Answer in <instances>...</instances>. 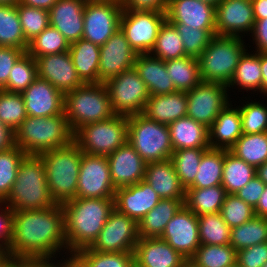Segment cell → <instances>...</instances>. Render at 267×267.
Wrapping results in <instances>:
<instances>
[{"instance_id":"obj_57","label":"cell","mask_w":267,"mask_h":267,"mask_svg":"<svg viewBox=\"0 0 267 267\" xmlns=\"http://www.w3.org/2000/svg\"><path fill=\"white\" fill-rule=\"evenodd\" d=\"M266 184L255 175L244 187L235 194L252 208L257 206V203L264 192Z\"/></svg>"},{"instance_id":"obj_50","label":"cell","mask_w":267,"mask_h":267,"mask_svg":"<svg viewBox=\"0 0 267 267\" xmlns=\"http://www.w3.org/2000/svg\"><path fill=\"white\" fill-rule=\"evenodd\" d=\"M17 12L24 37L28 42L50 25L48 10L17 3Z\"/></svg>"},{"instance_id":"obj_18","label":"cell","mask_w":267,"mask_h":267,"mask_svg":"<svg viewBox=\"0 0 267 267\" xmlns=\"http://www.w3.org/2000/svg\"><path fill=\"white\" fill-rule=\"evenodd\" d=\"M215 14L216 35L243 38L252 33L255 18L251 0H222Z\"/></svg>"},{"instance_id":"obj_63","label":"cell","mask_w":267,"mask_h":267,"mask_svg":"<svg viewBox=\"0 0 267 267\" xmlns=\"http://www.w3.org/2000/svg\"><path fill=\"white\" fill-rule=\"evenodd\" d=\"M57 1L58 0H20L19 3L29 7L41 8L49 11Z\"/></svg>"},{"instance_id":"obj_72","label":"cell","mask_w":267,"mask_h":267,"mask_svg":"<svg viewBox=\"0 0 267 267\" xmlns=\"http://www.w3.org/2000/svg\"><path fill=\"white\" fill-rule=\"evenodd\" d=\"M84 1L85 3H88V2H101V1H107V0H82Z\"/></svg>"},{"instance_id":"obj_48","label":"cell","mask_w":267,"mask_h":267,"mask_svg":"<svg viewBox=\"0 0 267 267\" xmlns=\"http://www.w3.org/2000/svg\"><path fill=\"white\" fill-rule=\"evenodd\" d=\"M26 154L15 146L8 151H0V202H3L16 181L18 168Z\"/></svg>"},{"instance_id":"obj_19","label":"cell","mask_w":267,"mask_h":267,"mask_svg":"<svg viewBox=\"0 0 267 267\" xmlns=\"http://www.w3.org/2000/svg\"><path fill=\"white\" fill-rule=\"evenodd\" d=\"M35 59L38 77L47 80L64 94L84 84L77 74L69 51Z\"/></svg>"},{"instance_id":"obj_54","label":"cell","mask_w":267,"mask_h":267,"mask_svg":"<svg viewBox=\"0 0 267 267\" xmlns=\"http://www.w3.org/2000/svg\"><path fill=\"white\" fill-rule=\"evenodd\" d=\"M267 262V242L237 251L240 267H262Z\"/></svg>"},{"instance_id":"obj_74","label":"cell","mask_w":267,"mask_h":267,"mask_svg":"<svg viewBox=\"0 0 267 267\" xmlns=\"http://www.w3.org/2000/svg\"><path fill=\"white\" fill-rule=\"evenodd\" d=\"M185 267H192V266L189 263H187Z\"/></svg>"},{"instance_id":"obj_36","label":"cell","mask_w":267,"mask_h":267,"mask_svg":"<svg viewBox=\"0 0 267 267\" xmlns=\"http://www.w3.org/2000/svg\"><path fill=\"white\" fill-rule=\"evenodd\" d=\"M256 175V168L225 150L222 183L227 194H235Z\"/></svg>"},{"instance_id":"obj_26","label":"cell","mask_w":267,"mask_h":267,"mask_svg":"<svg viewBox=\"0 0 267 267\" xmlns=\"http://www.w3.org/2000/svg\"><path fill=\"white\" fill-rule=\"evenodd\" d=\"M208 130L210 148L229 151L243 134L238 105L233 107L230 102L219 112Z\"/></svg>"},{"instance_id":"obj_25","label":"cell","mask_w":267,"mask_h":267,"mask_svg":"<svg viewBox=\"0 0 267 267\" xmlns=\"http://www.w3.org/2000/svg\"><path fill=\"white\" fill-rule=\"evenodd\" d=\"M215 8L199 0H169L166 19L171 24H185L199 29H216Z\"/></svg>"},{"instance_id":"obj_60","label":"cell","mask_w":267,"mask_h":267,"mask_svg":"<svg viewBox=\"0 0 267 267\" xmlns=\"http://www.w3.org/2000/svg\"><path fill=\"white\" fill-rule=\"evenodd\" d=\"M251 35L253 44L255 42L254 52H267V18L255 19Z\"/></svg>"},{"instance_id":"obj_15","label":"cell","mask_w":267,"mask_h":267,"mask_svg":"<svg viewBox=\"0 0 267 267\" xmlns=\"http://www.w3.org/2000/svg\"><path fill=\"white\" fill-rule=\"evenodd\" d=\"M139 239L138 222L114 208L89 248L97 252L133 253Z\"/></svg>"},{"instance_id":"obj_39","label":"cell","mask_w":267,"mask_h":267,"mask_svg":"<svg viewBox=\"0 0 267 267\" xmlns=\"http://www.w3.org/2000/svg\"><path fill=\"white\" fill-rule=\"evenodd\" d=\"M229 151L257 168L267 161V132L242 134Z\"/></svg>"},{"instance_id":"obj_58","label":"cell","mask_w":267,"mask_h":267,"mask_svg":"<svg viewBox=\"0 0 267 267\" xmlns=\"http://www.w3.org/2000/svg\"><path fill=\"white\" fill-rule=\"evenodd\" d=\"M123 10L167 13L169 0H121Z\"/></svg>"},{"instance_id":"obj_49","label":"cell","mask_w":267,"mask_h":267,"mask_svg":"<svg viewBox=\"0 0 267 267\" xmlns=\"http://www.w3.org/2000/svg\"><path fill=\"white\" fill-rule=\"evenodd\" d=\"M21 93L0 90V121L16 131L27 118Z\"/></svg>"},{"instance_id":"obj_16","label":"cell","mask_w":267,"mask_h":267,"mask_svg":"<svg viewBox=\"0 0 267 267\" xmlns=\"http://www.w3.org/2000/svg\"><path fill=\"white\" fill-rule=\"evenodd\" d=\"M160 238L189 260L201 245L198 216L183 205L167 223Z\"/></svg>"},{"instance_id":"obj_9","label":"cell","mask_w":267,"mask_h":267,"mask_svg":"<svg viewBox=\"0 0 267 267\" xmlns=\"http://www.w3.org/2000/svg\"><path fill=\"white\" fill-rule=\"evenodd\" d=\"M128 117L114 115L112 118L88 123L73 134V142L83 153L108 156L127 142Z\"/></svg>"},{"instance_id":"obj_66","label":"cell","mask_w":267,"mask_h":267,"mask_svg":"<svg viewBox=\"0 0 267 267\" xmlns=\"http://www.w3.org/2000/svg\"><path fill=\"white\" fill-rule=\"evenodd\" d=\"M256 175L267 185V161L256 168Z\"/></svg>"},{"instance_id":"obj_1","label":"cell","mask_w":267,"mask_h":267,"mask_svg":"<svg viewBox=\"0 0 267 267\" xmlns=\"http://www.w3.org/2000/svg\"><path fill=\"white\" fill-rule=\"evenodd\" d=\"M61 250L68 254L61 204L14 211L13 237L7 251L9 257H54Z\"/></svg>"},{"instance_id":"obj_7","label":"cell","mask_w":267,"mask_h":267,"mask_svg":"<svg viewBox=\"0 0 267 267\" xmlns=\"http://www.w3.org/2000/svg\"><path fill=\"white\" fill-rule=\"evenodd\" d=\"M241 37L215 35L198 57L200 77L204 82L228 85L240 58L246 51Z\"/></svg>"},{"instance_id":"obj_69","label":"cell","mask_w":267,"mask_h":267,"mask_svg":"<svg viewBox=\"0 0 267 267\" xmlns=\"http://www.w3.org/2000/svg\"><path fill=\"white\" fill-rule=\"evenodd\" d=\"M199 1L216 7L222 0H199Z\"/></svg>"},{"instance_id":"obj_55","label":"cell","mask_w":267,"mask_h":267,"mask_svg":"<svg viewBox=\"0 0 267 267\" xmlns=\"http://www.w3.org/2000/svg\"><path fill=\"white\" fill-rule=\"evenodd\" d=\"M25 52L16 47L0 46V90L8 83L12 67Z\"/></svg>"},{"instance_id":"obj_29","label":"cell","mask_w":267,"mask_h":267,"mask_svg":"<svg viewBox=\"0 0 267 267\" xmlns=\"http://www.w3.org/2000/svg\"><path fill=\"white\" fill-rule=\"evenodd\" d=\"M187 93L176 91L165 95L149 96L143 115L149 120L169 125L186 117Z\"/></svg>"},{"instance_id":"obj_59","label":"cell","mask_w":267,"mask_h":267,"mask_svg":"<svg viewBox=\"0 0 267 267\" xmlns=\"http://www.w3.org/2000/svg\"><path fill=\"white\" fill-rule=\"evenodd\" d=\"M66 256V259L63 258L64 260L62 259L61 262L60 260L55 262L57 255L56 257H21V267H68L72 256Z\"/></svg>"},{"instance_id":"obj_31","label":"cell","mask_w":267,"mask_h":267,"mask_svg":"<svg viewBox=\"0 0 267 267\" xmlns=\"http://www.w3.org/2000/svg\"><path fill=\"white\" fill-rule=\"evenodd\" d=\"M184 201L185 199H160L159 203L138 222L139 237H161L167 223L184 205Z\"/></svg>"},{"instance_id":"obj_17","label":"cell","mask_w":267,"mask_h":267,"mask_svg":"<svg viewBox=\"0 0 267 267\" xmlns=\"http://www.w3.org/2000/svg\"><path fill=\"white\" fill-rule=\"evenodd\" d=\"M137 55L125 34L119 29L100 46L98 83H105L112 77L134 68Z\"/></svg>"},{"instance_id":"obj_43","label":"cell","mask_w":267,"mask_h":267,"mask_svg":"<svg viewBox=\"0 0 267 267\" xmlns=\"http://www.w3.org/2000/svg\"><path fill=\"white\" fill-rule=\"evenodd\" d=\"M150 53L163 61L187 56L180 34L167 19L161 25Z\"/></svg>"},{"instance_id":"obj_47","label":"cell","mask_w":267,"mask_h":267,"mask_svg":"<svg viewBox=\"0 0 267 267\" xmlns=\"http://www.w3.org/2000/svg\"><path fill=\"white\" fill-rule=\"evenodd\" d=\"M37 77L36 59L25 52L12 67L8 83L2 90L22 93Z\"/></svg>"},{"instance_id":"obj_37","label":"cell","mask_w":267,"mask_h":267,"mask_svg":"<svg viewBox=\"0 0 267 267\" xmlns=\"http://www.w3.org/2000/svg\"><path fill=\"white\" fill-rule=\"evenodd\" d=\"M28 43L22 31L17 4H0V46L27 50Z\"/></svg>"},{"instance_id":"obj_40","label":"cell","mask_w":267,"mask_h":267,"mask_svg":"<svg viewBox=\"0 0 267 267\" xmlns=\"http://www.w3.org/2000/svg\"><path fill=\"white\" fill-rule=\"evenodd\" d=\"M267 242V218L255 215L251 220L230 230V245L242 250Z\"/></svg>"},{"instance_id":"obj_46","label":"cell","mask_w":267,"mask_h":267,"mask_svg":"<svg viewBox=\"0 0 267 267\" xmlns=\"http://www.w3.org/2000/svg\"><path fill=\"white\" fill-rule=\"evenodd\" d=\"M69 47L70 44L65 37L57 29L49 25L28 43L26 52L36 58L69 51Z\"/></svg>"},{"instance_id":"obj_38","label":"cell","mask_w":267,"mask_h":267,"mask_svg":"<svg viewBox=\"0 0 267 267\" xmlns=\"http://www.w3.org/2000/svg\"><path fill=\"white\" fill-rule=\"evenodd\" d=\"M225 150L207 149L201 157V162L194 183L189 188H207L222 183Z\"/></svg>"},{"instance_id":"obj_2","label":"cell","mask_w":267,"mask_h":267,"mask_svg":"<svg viewBox=\"0 0 267 267\" xmlns=\"http://www.w3.org/2000/svg\"><path fill=\"white\" fill-rule=\"evenodd\" d=\"M68 256L90 247L97 239L110 213L114 198H74L61 204ZM70 253V254H69Z\"/></svg>"},{"instance_id":"obj_23","label":"cell","mask_w":267,"mask_h":267,"mask_svg":"<svg viewBox=\"0 0 267 267\" xmlns=\"http://www.w3.org/2000/svg\"><path fill=\"white\" fill-rule=\"evenodd\" d=\"M135 267H185L188 260L160 237L140 238L134 248Z\"/></svg>"},{"instance_id":"obj_56","label":"cell","mask_w":267,"mask_h":267,"mask_svg":"<svg viewBox=\"0 0 267 267\" xmlns=\"http://www.w3.org/2000/svg\"><path fill=\"white\" fill-rule=\"evenodd\" d=\"M13 216L14 210L0 202V247L7 251L13 237Z\"/></svg>"},{"instance_id":"obj_67","label":"cell","mask_w":267,"mask_h":267,"mask_svg":"<svg viewBox=\"0 0 267 267\" xmlns=\"http://www.w3.org/2000/svg\"><path fill=\"white\" fill-rule=\"evenodd\" d=\"M0 267H21V257L20 258L8 257Z\"/></svg>"},{"instance_id":"obj_24","label":"cell","mask_w":267,"mask_h":267,"mask_svg":"<svg viewBox=\"0 0 267 267\" xmlns=\"http://www.w3.org/2000/svg\"><path fill=\"white\" fill-rule=\"evenodd\" d=\"M85 4L82 0H58L49 10L50 26L57 29L69 44L82 38Z\"/></svg>"},{"instance_id":"obj_70","label":"cell","mask_w":267,"mask_h":267,"mask_svg":"<svg viewBox=\"0 0 267 267\" xmlns=\"http://www.w3.org/2000/svg\"><path fill=\"white\" fill-rule=\"evenodd\" d=\"M20 0H0V4L13 5L19 3Z\"/></svg>"},{"instance_id":"obj_10","label":"cell","mask_w":267,"mask_h":267,"mask_svg":"<svg viewBox=\"0 0 267 267\" xmlns=\"http://www.w3.org/2000/svg\"><path fill=\"white\" fill-rule=\"evenodd\" d=\"M115 115L143 114L149 91L138 72L131 68L104 83Z\"/></svg>"},{"instance_id":"obj_71","label":"cell","mask_w":267,"mask_h":267,"mask_svg":"<svg viewBox=\"0 0 267 267\" xmlns=\"http://www.w3.org/2000/svg\"><path fill=\"white\" fill-rule=\"evenodd\" d=\"M68 267H81V266L73 258H71Z\"/></svg>"},{"instance_id":"obj_51","label":"cell","mask_w":267,"mask_h":267,"mask_svg":"<svg viewBox=\"0 0 267 267\" xmlns=\"http://www.w3.org/2000/svg\"><path fill=\"white\" fill-rule=\"evenodd\" d=\"M182 38L187 56L198 58L216 35V29H199L185 24H173Z\"/></svg>"},{"instance_id":"obj_64","label":"cell","mask_w":267,"mask_h":267,"mask_svg":"<svg viewBox=\"0 0 267 267\" xmlns=\"http://www.w3.org/2000/svg\"><path fill=\"white\" fill-rule=\"evenodd\" d=\"M260 65L262 70L261 94L267 96V52H260Z\"/></svg>"},{"instance_id":"obj_3","label":"cell","mask_w":267,"mask_h":267,"mask_svg":"<svg viewBox=\"0 0 267 267\" xmlns=\"http://www.w3.org/2000/svg\"><path fill=\"white\" fill-rule=\"evenodd\" d=\"M4 204L14 211L50 208L56 205L46 179L43 160L37 155H26L20 162L16 181Z\"/></svg>"},{"instance_id":"obj_68","label":"cell","mask_w":267,"mask_h":267,"mask_svg":"<svg viewBox=\"0 0 267 267\" xmlns=\"http://www.w3.org/2000/svg\"><path fill=\"white\" fill-rule=\"evenodd\" d=\"M8 252L4 248L0 247V266L6 261L8 258Z\"/></svg>"},{"instance_id":"obj_41","label":"cell","mask_w":267,"mask_h":267,"mask_svg":"<svg viewBox=\"0 0 267 267\" xmlns=\"http://www.w3.org/2000/svg\"><path fill=\"white\" fill-rule=\"evenodd\" d=\"M72 258L81 267H135L132 252H97L87 247L77 251Z\"/></svg>"},{"instance_id":"obj_21","label":"cell","mask_w":267,"mask_h":267,"mask_svg":"<svg viewBox=\"0 0 267 267\" xmlns=\"http://www.w3.org/2000/svg\"><path fill=\"white\" fill-rule=\"evenodd\" d=\"M107 160L115 189L144 180L147 163L128 141L108 155Z\"/></svg>"},{"instance_id":"obj_22","label":"cell","mask_w":267,"mask_h":267,"mask_svg":"<svg viewBox=\"0 0 267 267\" xmlns=\"http://www.w3.org/2000/svg\"><path fill=\"white\" fill-rule=\"evenodd\" d=\"M160 199L150 184L141 180L137 184L116 189L114 208L139 222L159 203Z\"/></svg>"},{"instance_id":"obj_6","label":"cell","mask_w":267,"mask_h":267,"mask_svg":"<svg viewBox=\"0 0 267 267\" xmlns=\"http://www.w3.org/2000/svg\"><path fill=\"white\" fill-rule=\"evenodd\" d=\"M64 114L74 133L88 123L105 121L115 114L104 83H88L64 94Z\"/></svg>"},{"instance_id":"obj_13","label":"cell","mask_w":267,"mask_h":267,"mask_svg":"<svg viewBox=\"0 0 267 267\" xmlns=\"http://www.w3.org/2000/svg\"><path fill=\"white\" fill-rule=\"evenodd\" d=\"M165 20V13L123 10L120 30L137 54L150 53Z\"/></svg>"},{"instance_id":"obj_45","label":"cell","mask_w":267,"mask_h":267,"mask_svg":"<svg viewBox=\"0 0 267 267\" xmlns=\"http://www.w3.org/2000/svg\"><path fill=\"white\" fill-rule=\"evenodd\" d=\"M199 239L205 245L230 244L231 228L223 220L221 214L209 213L198 216Z\"/></svg>"},{"instance_id":"obj_11","label":"cell","mask_w":267,"mask_h":267,"mask_svg":"<svg viewBox=\"0 0 267 267\" xmlns=\"http://www.w3.org/2000/svg\"><path fill=\"white\" fill-rule=\"evenodd\" d=\"M122 11L121 0L86 3L82 38L102 46L120 29Z\"/></svg>"},{"instance_id":"obj_44","label":"cell","mask_w":267,"mask_h":267,"mask_svg":"<svg viewBox=\"0 0 267 267\" xmlns=\"http://www.w3.org/2000/svg\"><path fill=\"white\" fill-rule=\"evenodd\" d=\"M207 149L209 148H186L173 151L170 160L185 189L194 183L201 157Z\"/></svg>"},{"instance_id":"obj_5","label":"cell","mask_w":267,"mask_h":267,"mask_svg":"<svg viewBox=\"0 0 267 267\" xmlns=\"http://www.w3.org/2000/svg\"><path fill=\"white\" fill-rule=\"evenodd\" d=\"M82 153L83 151L72 142L68 146L39 155L45 166L50 195L56 204L76 198Z\"/></svg>"},{"instance_id":"obj_61","label":"cell","mask_w":267,"mask_h":267,"mask_svg":"<svg viewBox=\"0 0 267 267\" xmlns=\"http://www.w3.org/2000/svg\"><path fill=\"white\" fill-rule=\"evenodd\" d=\"M15 146V131L0 121V151H8Z\"/></svg>"},{"instance_id":"obj_33","label":"cell","mask_w":267,"mask_h":267,"mask_svg":"<svg viewBox=\"0 0 267 267\" xmlns=\"http://www.w3.org/2000/svg\"><path fill=\"white\" fill-rule=\"evenodd\" d=\"M226 194L222 185L207 188H187L184 205L197 216L217 213L220 212Z\"/></svg>"},{"instance_id":"obj_52","label":"cell","mask_w":267,"mask_h":267,"mask_svg":"<svg viewBox=\"0 0 267 267\" xmlns=\"http://www.w3.org/2000/svg\"><path fill=\"white\" fill-rule=\"evenodd\" d=\"M238 107L243 134L267 132V106L265 104L251 100V102L245 101V104Z\"/></svg>"},{"instance_id":"obj_53","label":"cell","mask_w":267,"mask_h":267,"mask_svg":"<svg viewBox=\"0 0 267 267\" xmlns=\"http://www.w3.org/2000/svg\"><path fill=\"white\" fill-rule=\"evenodd\" d=\"M219 213L230 228L240 226L255 216L254 208L236 194H226Z\"/></svg>"},{"instance_id":"obj_30","label":"cell","mask_w":267,"mask_h":267,"mask_svg":"<svg viewBox=\"0 0 267 267\" xmlns=\"http://www.w3.org/2000/svg\"><path fill=\"white\" fill-rule=\"evenodd\" d=\"M173 151L186 148H210L209 130L192 118L183 117L168 125Z\"/></svg>"},{"instance_id":"obj_35","label":"cell","mask_w":267,"mask_h":267,"mask_svg":"<svg viewBox=\"0 0 267 267\" xmlns=\"http://www.w3.org/2000/svg\"><path fill=\"white\" fill-rule=\"evenodd\" d=\"M262 70L260 65V52H245L240 58L235 73L227 87H237L239 90L254 91L261 94ZM242 87V88H241ZM259 90V91H258Z\"/></svg>"},{"instance_id":"obj_14","label":"cell","mask_w":267,"mask_h":267,"mask_svg":"<svg viewBox=\"0 0 267 267\" xmlns=\"http://www.w3.org/2000/svg\"><path fill=\"white\" fill-rule=\"evenodd\" d=\"M115 191L107 156L82 153L76 197L114 198Z\"/></svg>"},{"instance_id":"obj_4","label":"cell","mask_w":267,"mask_h":267,"mask_svg":"<svg viewBox=\"0 0 267 267\" xmlns=\"http://www.w3.org/2000/svg\"><path fill=\"white\" fill-rule=\"evenodd\" d=\"M16 146L26 155L62 148L73 142V132L64 113L52 117H32L22 122L15 131Z\"/></svg>"},{"instance_id":"obj_28","label":"cell","mask_w":267,"mask_h":267,"mask_svg":"<svg viewBox=\"0 0 267 267\" xmlns=\"http://www.w3.org/2000/svg\"><path fill=\"white\" fill-rule=\"evenodd\" d=\"M134 69L147 86L150 96L176 92L174 84L167 73L165 61L159 57L151 53L138 54Z\"/></svg>"},{"instance_id":"obj_12","label":"cell","mask_w":267,"mask_h":267,"mask_svg":"<svg viewBox=\"0 0 267 267\" xmlns=\"http://www.w3.org/2000/svg\"><path fill=\"white\" fill-rule=\"evenodd\" d=\"M228 91L230 90L226 85L201 81L186 92V116L209 128L219 112L230 103Z\"/></svg>"},{"instance_id":"obj_42","label":"cell","mask_w":267,"mask_h":267,"mask_svg":"<svg viewBox=\"0 0 267 267\" xmlns=\"http://www.w3.org/2000/svg\"><path fill=\"white\" fill-rule=\"evenodd\" d=\"M237 251L230 245L201 244L188 260L192 267H229L236 263Z\"/></svg>"},{"instance_id":"obj_65","label":"cell","mask_w":267,"mask_h":267,"mask_svg":"<svg viewBox=\"0 0 267 267\" xmlns=\"http://www.w3.org/2000/svg\"><path fill=\"white\" fill-rule=\"evenodd\" d=\"M254 213L257 216L267 218V185L257 203V206L254 208Z\"/></svg>"},{"instance_id":"obj_8","label":"cell","mask_w":267,"mask_h":267,"mask_svg":"<svg viewBox=\"0 0 267 267\" xmlns=\"http://www.w3.org/2000/svg\"><path fill=\"white\" fill-rule=\"evenodd\" d=\"M127 141L146 163L168 160L173 153L168 125L143 114L128 117Z\"/></svg>"},{"instance_id":"obj_62","label":"cell","mask_w":267,"mask_h":267,"mask_svg":"<svg viewBox=\"0 0 267 267\" xmlns=\"http://www.w3.org/2000/svg\"><path fill=\"white\" fill-rule=\"evenodd\" d=\"M255 19L267 18V0H251Z\"/></svg>"},{"instance_id":"obj_20","label":"cell","mask_w":267,"mask_h":267,"mask_svg":"<svg viewBox=\"0 0 267 267\" xmlns=\"http://www.w3.org/2000/svg\"><path fill=\"white\" fill-rule=\"evenodd\" d=\"M28 116L52 117L64 113V93L37 77L22 93Z\"/></svg>"},{"instance_id":"obj_73","label":"cell","mask_w":267,"mask_h":267,"mask_svg":"<svg viewBox=\"0 0 267 267\" xmlns=\"http://www.w3.org/2000/svg\"><path fill=\"white\" fill-rule=\"evenodd\" d=\"M229 267H240V266L237 263H235V264H233V265H231Z\"/></svg>"},{"instance_id":"obj_34","label":"cell","mask_w":267,"mask_h":267,"mask_svg":"<svg viewBox=\"0 0 267 267\" xmlns=\"http://www.w3.org/2000/svg\"><path fill=\"white\" fill-rule=\"evenodd\" d=\"M165 65L176 91L188 92L202 81L198 58L185 56L167 60Z\"/></svg>"},{"instance_id":"obj_32","label":"cell","mask_w":267,"mask_h":267,"mask_svg":"<svg viewBox=\"0 0 267 267\" xmlns=\"http://www.w3.org/2000/svg\"><path fill=\"white\" fill-rule=\"evenodd\" d=\"M69 53L81 81L98 83L100 46L81 38L70 44Z\"/></svg>"},{"instance_id":"obj_27","label":"cell","mask_w":267,"mask_h":267,"mask_svg":"<svg viewBox=\"0 0 267 267\" xmlns=\"http://www.w3.org/2000/svg\"><path fill=\"white\" fill-rule=\"evenodd\" d=\"M144 181L161 199H185L186 189L181 185L170 159L147 163Z\"/></svg>"}]
</instances>
